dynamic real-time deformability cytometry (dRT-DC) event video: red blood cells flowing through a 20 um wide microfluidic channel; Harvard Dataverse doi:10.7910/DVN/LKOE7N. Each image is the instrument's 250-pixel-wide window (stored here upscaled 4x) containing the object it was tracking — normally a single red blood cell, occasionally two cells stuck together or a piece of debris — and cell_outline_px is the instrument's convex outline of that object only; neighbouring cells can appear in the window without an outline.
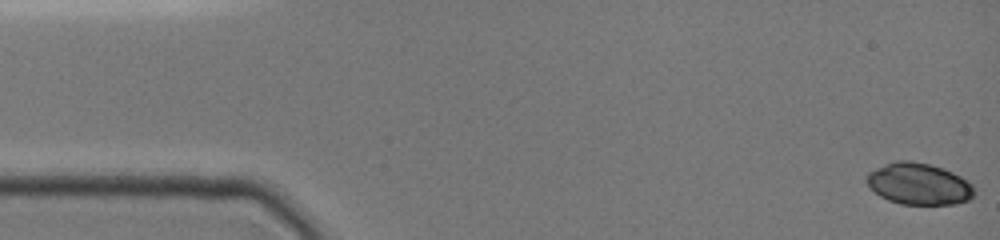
{"species": "common noctule bat (a hibernating species)", "species_latin": "Nyctalus noctula", "temperature_condition": "cold", "stored_images_in_passage": 48, "camera_frame_rate_fps": 3000, "um_per_image_px": 0.085, "animal": {"sex": "female", "body_mass_g": 19.0, "forearm_length_mm": 51.5}, "frame": {"image": 1, "passage_image": 1, "time_ms": 0.0, "image_size_px": [1000, 240], "cell_outline_px": [[976, 192], [968, 200], [956, 204], [900, 204], [888, 200], [880, 196], [868, 188], [868, 172], [876, 168], [896, 160], [908, 160], [928, 164], [944, 168], [968, 180], [976, 188]], "centroid_in_image_um": [78.12, 15.63], "position_along_channel_um": 6.9, "area_um2": 26.18}}
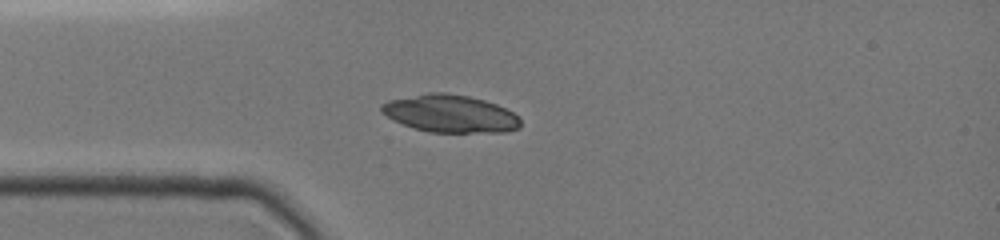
{"frame": {"image": 2, "passage_image": 13, "time_ms": 4.0, "image_size_px": [1000, 240], "cell_outline_px": [[520, 128], [504, 132], [432, 132], [416, 128], [392, 120], [380, 112], [380, 104], [388, 100], [428, 92], [444, 92], [468, 96], [484, 100], [496, 104], [520, 116]], "centroid_in_image_um": [38.25, 9.65], "position_along_channel_um": 46.8, "area_um2": 30.46}}
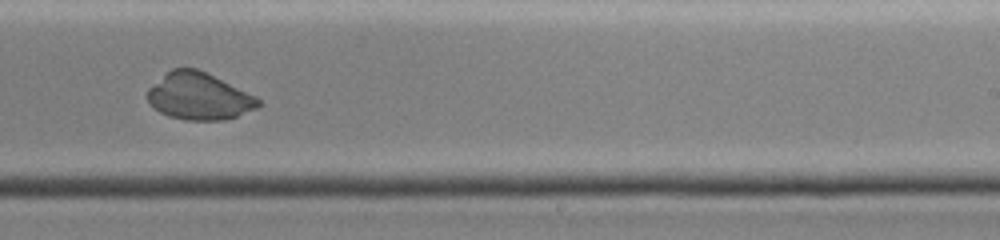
{"frame": {"image": 3, "passage_image": 31, "time_ms": 10.0, "image_size_px": [1000, 240], "cell_outline_px": [[264, 104], [256, 108], [236, 116], [224, 120], [184, 120], [168, 116], [152, 108], [148, 104], [148, 88], [172, 68], [196, 68], [256, 96]], "centroid_in_image_um": [16.9, 8.2], "position_along_channel_um": 272.1, "area_um2": 30.23}}